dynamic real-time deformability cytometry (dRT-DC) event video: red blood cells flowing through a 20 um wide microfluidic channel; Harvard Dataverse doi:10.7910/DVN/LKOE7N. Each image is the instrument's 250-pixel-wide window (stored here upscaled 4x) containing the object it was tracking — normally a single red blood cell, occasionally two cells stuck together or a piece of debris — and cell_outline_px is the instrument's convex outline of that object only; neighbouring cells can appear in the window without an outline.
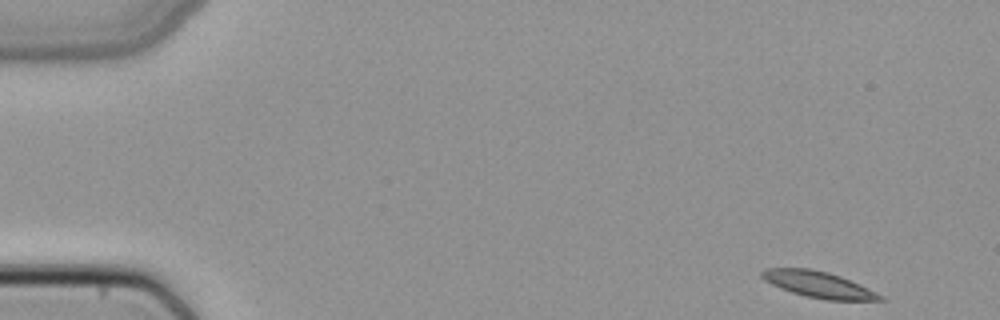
{"species": "common noctule bat (a hibernating species)", "species_latin": "Nyctalus noctula", "temperature_condition": "cold", "stored_images_in_passage": 48, "camera_frame_rate_fps": 3000, "um_per_image_px": 0.085, "animal": {"sex": "female", "body_mass_g": 22.7, "forearm_length_mm": 54.2}, "frame": {"image": 1, "passage_image": 1, "time_ms": 0.0, "image_size_px": [1000, 320], "cell_outline_px": [[888, 300], [828, 300], [804, 296], [780, 288], [764, 280], [760, 276], [760, 272], [764, 268], [812, 268], [828, 272], [840, 276], [860, 284], [884, 296]], "centroid_in_image_um": [69.56, 24.18], "position_along_channel_um": 15.4, "area_um2": 18.15}}
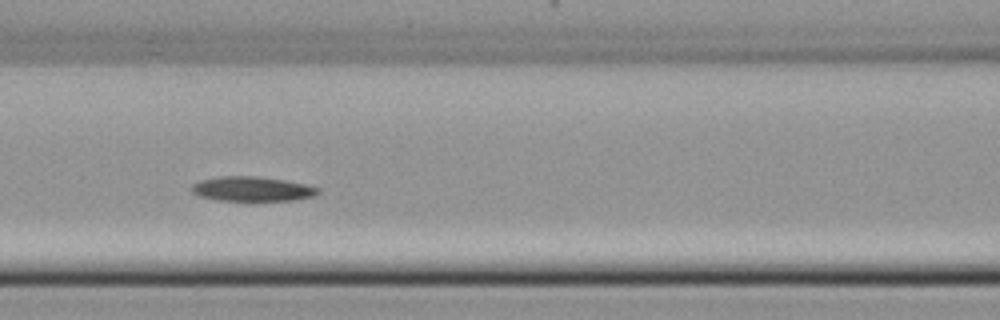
{"frame": {"image": 2, "passage_image": 20, "time_ms": 6.333, "image_size_px": [1000, 320], "cell_outline_px": [[320, 192], [312, 196], [296, 200], [216, 200], [200, 196], [192, 192], [192, 184], [200, 180], [216, 176], [256, 176], [284, 180], [304, 184], [320, 188]], "centroid_in_image_um": [21.41, 16.05], "position_along_channel_um": 145.2, "area_um2": 18.03}}
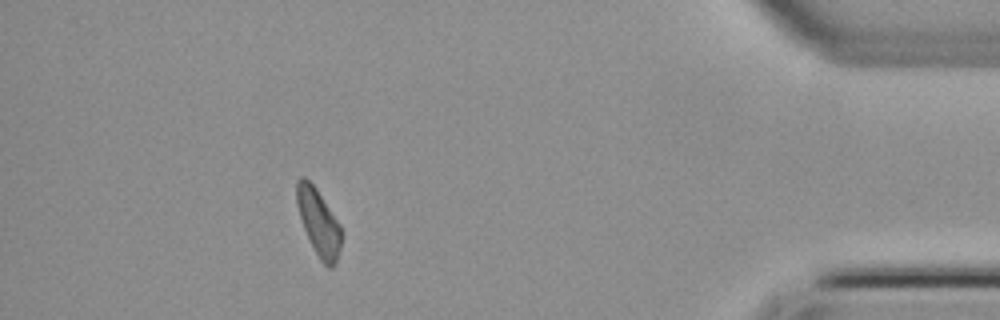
{"frame": {"image": 3, "passage_image": 43, "time_ms": 14.0, "image_size_px": [1000, 320], "cell_outline_px": [[340, 248], [336, 260], [332, 268], [328, 268], [320, 260], [304, 228], [296, 204], [296, 180], [300, 176], [304, 176], [316, 188], [340, 224]], "centroid_in_image_um": [27.06, 18.86], "position_along_channel_um": 408.1, "area_um2": 16.94}}